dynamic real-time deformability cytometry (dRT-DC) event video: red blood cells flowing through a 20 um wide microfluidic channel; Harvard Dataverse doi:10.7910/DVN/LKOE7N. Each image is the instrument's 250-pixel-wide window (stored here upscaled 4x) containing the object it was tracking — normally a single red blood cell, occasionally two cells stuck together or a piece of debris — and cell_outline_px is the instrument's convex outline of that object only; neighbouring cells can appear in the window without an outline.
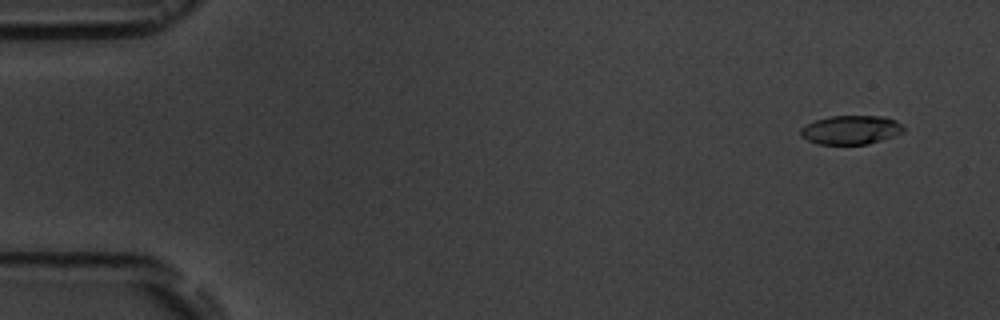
{"species": "common noctule bat (a hibernating species)", "species_latin": "Nyctalus noctula", "temperature_condition": "room temperature", "stored_images_in_passage": 4, "camera_frame_rate_fps": 3000, "um_per_image_px": 0.085, "animal": {"sex": "male", "body_mass_g": 19.5, "forearm_length_mm": 54.6}, "frame": {"image": 1, "passage_image": 2, "time_ms": 1.0, "image_size_px": [1000, 320], "cell_outline_px": [[904, 132], [868, 144], [816, 144], [800, 136], [800, 128], [816, 120], [832, 116], [884, 116], [896, 120], [904, 124]], "centroid_in_image_um": [72.34, 11.04], "position_along_channel_um": 12.7, "area_um2": 17.34}}